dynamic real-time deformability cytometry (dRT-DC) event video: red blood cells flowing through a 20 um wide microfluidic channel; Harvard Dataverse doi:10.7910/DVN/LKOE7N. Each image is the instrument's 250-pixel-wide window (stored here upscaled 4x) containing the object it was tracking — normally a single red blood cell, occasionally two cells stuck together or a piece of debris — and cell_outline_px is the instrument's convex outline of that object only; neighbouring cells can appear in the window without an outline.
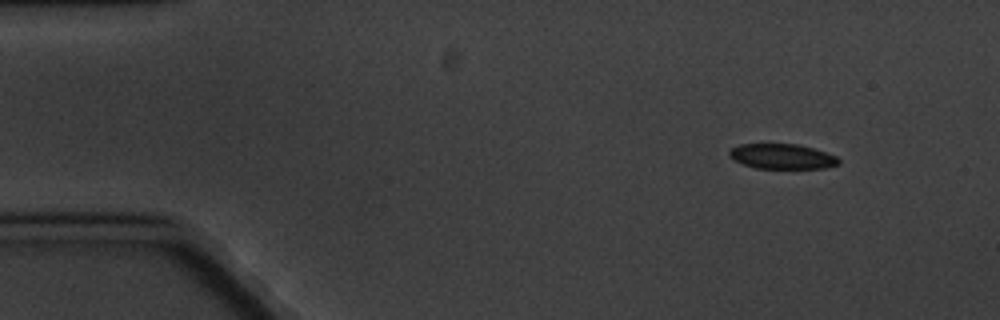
{"species": "common noctule bat (a hibernating species)", "species_latin": "Nyctalus noctula", "temperature_condition": "cold", "stored_images_in_passage": 15, "camera_frame_rate_fps": 3000, "um_per_image_px": 0.085, "animal": {"sex": "male", "body_mass_g": 20.1, "forearm_length_mm": 53.5}, "frame": {"image": 1, "passage_image": 1, "time_ms": 0.0, "image_size_px": [1000, 320], "cell_outline_px": [[840, 164], [824, 168], [756, 168], [732, 160], [728, 156], [728, 152], [732, 148], [740, 144], [796, 144], [812, 148], [836, 156], [840, 160]], "centroid_in_image_um": [66.45, 13.3], "position_along_channel_um": 18.6, "area_um2": 15.9}}
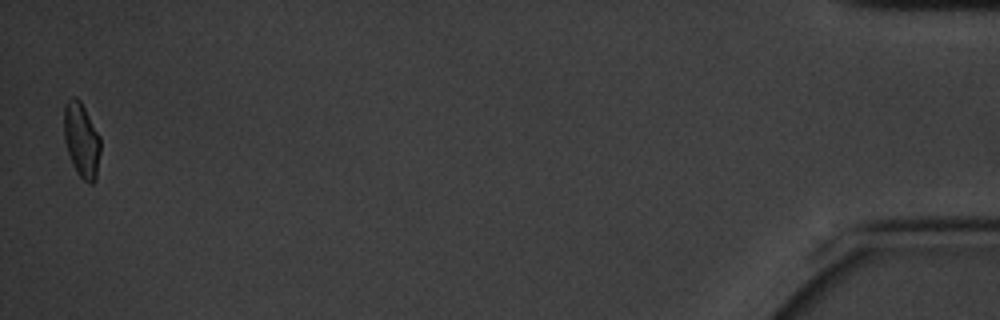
{"frame": {"image": 2, "passage_image": 15, "time_ms": 18.0, "image_size_px": [1000, 320], "cell_outline_px": [[100, 152], [96, 180], [92, 184], [88, 184], [80, 176], [72, 164], [64, 140], [64, 104], [72, 96], [76, 96], [80, 100], [100, 136]], "centroid_in_image_um": [6.93, 11.9], "position_along_channel_um": 428.3, "area_um2": 15.95}, "authors_computed_cell_mechanics": {"area_um2": 17.34, "velocity_mm_per_s": 3.2485, "shape_relaxation_time_tau1_ms": 8.7979, "shape_relaxation_time_tau2_ms": 3.6674, "deformation_change_tau1": 0.1266, "deformation_change_tau2": 0.0708}}